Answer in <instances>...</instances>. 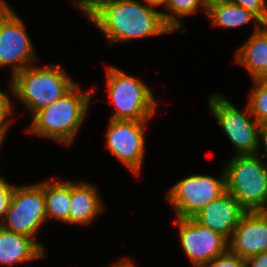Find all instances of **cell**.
Returning a JSON list of instances; mask_svg holds the SVG:
<instances>
[{
    "label": "cell",
    "mask_w": 267,
    "mask_h": 267,
    "mask_svg": "<svg viewBox=\"0 0 267 267\" xmlns=\"http://www.w3.org/2000/svg\"><path fill=\"white\" fill-rule=\"evenodd\" d=\"M85 15L110 45L173 31L165 23L161 11L136 0H101Z\"/></svg>",
    "instance_id": "1"
},
{
    "label": "cell",
    "mask_w": 267,
    "mask_h": 267,
    "mask_svg": "<svg viewBox=\"0 0 267 267\" xmlns=\"http://www.w3.org/2000/svg\"><path fill=\"white\" fill-rule=\"evenodd\" d=\"M79 89L76 83L57 101L37 112L26 131L70 145L86 117L92 95V90Z\"/></svg>",
    "instance_id": "2"
},
{
    "label": "cell",
    "mask_w": 267,
    "mask_h": 267,
    "mask_svg": "<svg viewBox=\"0 0 267 267\" xmlns=\"http://www.w3.org/2000/svg\"><path fill=\"white\" fill-rule=\"evenodd\" d=\"M10 91L35 115L66 94L76 83L58 65L26 67L11 79Z\"/></svg>",
    "instance_id": "3"
},
{
    "label": "cell",
    "mask_w": 267,
    "mask_h": 267,
    "mask_svg": "<svg viewBox=\"0 0 267 267\" xmlns=\"http://www.w3.org/2000/svg\"><path fill=\"white\" fill-rule=\"evenodd\" d=\"M224 173L226 191L246 211H261L267 202V164L261 156L234 155Z\"/></svg>",
    "instance_id": "4"
},
{
    "label": "cell",
    "mask_w": 267,
    "mask_h": 267,
    "mask_svg": "<svg viewBox=\"0 0 267 267\" xmlns=\"http://www.w3.org/2000/svg\"><path fill=\"white\" fill-rule=\"evenodd\" d=\"M108 93L116 107L112 120L148 121L155 113L156 101L151 89L138 78L116 67H107Z\"/></svg>",
    "instance_id": "5"
},
{
    "label": "cell",
    "mask_w": 267,
    "mask_h": 267,
    "mask_svg": "<svg viewBox=\"0 0 267 267\" xmlns=\"http://www.w3.org/2000/svg\"><path fill=\"white\" fill-rule=\"evenodd\" d=\"M226 192L225 173L220 178L192 175L177 182L167 193L177 218H193Z\"/></svg>",
    "instance_id": "6"
},
{
    "label": "cell",
    "mask_w": 267,
    "mask_h": 267,
    "mask_svg": "<svg viewBox=\"0 0 267 267\" xmlns=\"http://www.w3.org/2000/svg\"><path fill=\"white\" fill-rule=\"evenodd\" d=\"M46 219L43 182L14 186L9 209L0 226L33 238Z\"/></svg>",
    "instance_id": "7"
},
{
    "label": "cell",
    "mask_w": 267,
    "mask_h": 267,
    "mask_svg": "<svg viewBox=\"0 0 267 267\" xmlns=\"http://www.w3.org/2000/svg\"><path fill=\"white\" fill-rule=\"evenodd\" d=\"M209 106L224 133L235 145L236 154H257L260 124L256 120L251 121L246 112H241L221 93L212 95Z\"/></svg>",
    "instance_id": "8"
},
{
    "label": "cell",
    "mask_w": 267,
    "mask_h": 267,
    "mask_svg": "<svg viewBox=\"0 0 267 267\" xmlns=\"http://www.w3.org/2000/svg\"><path fill=\"white\" fill-rule=\"evenodd\" d=\"M37 56L23 22L8 5L0 13V66L12 65V76L28 67ZM17 64V65H16Z\"/></svg>",
    "instance_id": "9"
},
{
    "label": "cell",
    "mask_w": 267,
    "mask_h": 267,
    "mask_svg": "<svg viewBox=\"0 0 267 267\" xmlns=\"http://www.w3.org/2000/svg\"><path fill=\"white\" fill-rule=\"evenodd\" d=\"M181 246L195 267L229 250V241L222 235L198 223L194 218H177Z\"/></svg>",
    "instance_id": "10"
},
{
    "label": "cell",
    "mask_w": 267,
    "mask_h": 267,
    "mask_svg": "<svg viewBox=\"0 0 267 267\" xmlns=\"http://www.w3.org/2000/svg\"><path fill=\"white\" fill-rule=\"evenodd\" d=\"M146 122L110 119L106 132V144L111 153L136 174L140 173L143 163Z\"/></svg>",
    "instance_id": "11"
},
{
    "label": "cell",
    "mask_w": 267,
    "mask_h": 267,
    "mask_svg": "<svg viewBox=\"0 0 267 267\" xmlns=\"http://www.w3.org/2000/svg\"><path fill=\"white\" fill-rule=\"evenodd\" d=\"M229 251L243 259L267 252V215L246 211L229 240Z\"/></svg>",
    "instance_id": "12"
},
{
    "label": "cell",
    "mask_w": 267,
    "mask_h": 267,
    "mask_svg": "<svg viewBox=\"0 0 267 267\" xmlns=\"http://www.w3.org/2000/svg\"><path fill=\"white\" fill-rule=\"evenodd\" d=\"M246 210L229 192L206 205L193 218L203 226L230 240L233 231Z\"/></svg>",
    "instance_id": "13"
},
{
    "label": "cell",
    "mask_w": 267,
    "mask_h": 267,
    "mask_svg": "<svg viewBox=\"0 0 267 267\" xmlns=\"http://www.w3.org/2000/svg\"><path fill=\"white\" fill-rule=\"evenodd\" d=\"M43 256V246L34 238L0 226V265L26 262Z\"/></svg>",
    "instance_id": "14"
},
{
    "label": "cell",
    "mask_w": 267,
    "mask_h": 267,
    "mask_svg": "<svg viewBox=\"0 0 267 267\" xmlns=\"http://www.w3.org/2000/svg\"><path fill=\"white\" fill-rule=\"evenodd\" d=\"M96 186L71 181L70 224H90L97 214L104 211Z\"/></svg>",
    "instance_id": "15"
},
{
    "label": "cell",
    "mask_w": 267,
    "mask_h": 267,
    "mask_svg": "<svg viewBox=\"0 0 267 267\" xmlns=\"http://www.w3.org/2000/svg\"><path fill=\"white\" fill-rule=\"evenodd\" d=\"M236 61L245 66L253 79L267 68V25L256 26L247 43L236 51Z\"/></svg>",
    "instance_id": "16"
},
{
    "label": "cell",
    "mask_w": 267,
    "mask_h": 267,
    "mask_svg": "<svg viewBox=\"0 0 267 267\" xmlns=\"http://www.w3.org/2000/svg\"><path fill=\"white\" fill-rule=\"evenodd\" d=\"M207 14L213 26L237 27L247 24L252 19L263 24L251 11L226 0H209Z\"/></svg>",
    "instance_id": "17"
},
{
    "label": "cell",
    "mask_w": 267,
    "mask_h": 267,
    "mask_svg": "<svg viewBox=\"0 0 267 267\" xmlns=\"http://www.w3.org/2000/svg\"><path fill=\"white\" fill-rule=\"evenodd\" d=\"M46 218H56L69 223L71 208V181L43 182Z\"/></svg>",
    "instance_id": "18"
},
{
    "label": "cell",
    "mask_w": 267,
    "mask_h": 267,
    "mask_svg": "<svg viewBox=\"0 0 267 267\" xmlns=\"http://www.w3.org/2000/svg\"><path fill=\"white\" fill-rule=\"evenodd\" d=\"M208 1L209 0H166L164 6L172 10L174 15L164 12H161V14L165 23L174 31L182 26L178 19L179 16L183 17L196 13L199 7L203 8L205 13H207Z\"/></svg>",
    "instance_id": "19"
},
{
    "label": "cell",
    "mask_w": 267,
    "mask_h": 267,
    "mask_svg": "<svg viewBox=\"0 0 267 267\" xmlns=\"http://www.w3.org/2000/svg\"><path fill=\"white\" fill-rule=\"evenodd\" d=\"M254 82L255 88L249 95L247 114L261 124L267 122V87L262 82Z\"/></svg>",
    "instance_id": "20"
},
{
    "label": "cell",
    "mask_w": 267,
    "mask_h": 267,
    "mask_svg": "<svg viewBox=\"0 0 267 267\" xmlns=\"http://www.w3.org/2000/svg\"><path fill=\"white\" fill-rule=\"evenodd\" d=\"M245 8L255 14L259 20L267 25V4L265 0H226Z\"/></svg>",
    "instance_id": "21"
},
{
    "label": "cell",
    "mask_w": 267,
    "mask_h": 267,
    "mask_svg": "<svg viewBox=\"0 0 267 267\" xmlns=\"http://www.w3.org/2000/svg\"><path fill=\"white\" fill-rule=\"evenodd\" d=\"M204 267H247L246 259L233 254L229 250L209 261Z\"/></svg>",
    "instance_id": "22"
},
{
    "label": "cell",
    "mask_w": 267,
    "mask_h": 267,
    "mask_svg": "<svg viewBox=\"0 0 267 267\" xmlns=\"http://www.w3.org/2000/svg\"><path fill=\"white\" fill-rule=\"evenodd\" d=\"M12 104L9 97L0 91V140L3 141L4 135L7 132L8 126L13 119L7 120V117L11 115Z\"/></svg>",
    "instance_id": "23"
},
{
    "label": "cell",
    "mask_w": 267,
    "mask_h": 267,
    "mask_svg": "<svg viewBox=\"0 0 267 267\" xmlns=\"http://www.w3.org/2000/svg\"><path fill=\"white\" fill-rule=\"evenodd\" d=\"M14 186L15 185L11 186L9 183H7L0 190V224L3 222L6 212L9 209Z\"/></svg>",
    "instance_id": "24"
},
{
    "label": "cell",
    "mask_w": 267,
    "mask_h": 267,
    "mask_svg": "<svg viewBox=\"0 0 267 267\" xmlns=\"http://www.w3.org/2000/svg\"><path fill=\"white\" fill-rule=\"evenodd\" d=\"M247 267H267V252L251 256L246 259Z\"/></svg>",
    "instance_id": "25"
},
{
    "label": "cell",
    "mask_w": 267,
    "mask_h": 267,
    "mask_svg": "<svg viewBox=\"0 0 267 267\" xmlns=\"http://www.w3.org/2000/svg\"><path fill=\"white\" fill-rule=\"evenodd\" d=\"M101 0H78V7L84 14H87Z\"/></svg>",
    "instance_id": "26"
},
{
    "label": "cell",
    "mask_w": 267,
    "mask_h": 267,
    "mask_svg": "<svg viewBox=\"0 0 267 267\" xmlns=\"http://www.w3.org/2000/svg\"><path fill=\"white\" fill-rule=\"evenodd\" d=\"M259 138H262L264 151L267 155V122H263L259 125Z\"/></svg>",
    "instance_id": "27"
},
{
    "label": "cell",
    "mask_w": 267,
    "mask_h": 267,
    "mask_svg": "<svg viewBox=\"0 0 267 267\" xmlns=\"http://www.w3.org/2000/svg\"><path fill=\"white\" fill-rule=\"evenodd\" d=\"M267 80V68H263V70L253 79V81L264 82Z\"/></svg>",
    "instance_id": "28"
},
{
    "label": "cell",
    "mask_w": 267,
    "mask_h": 267,
    "mask_svg": "<svg viewBox=\"0 0 267 267\" xmlns=\"http://www.w3.org/2000/svg\"><path fill=\"white\" fill-rule=\"evenodd\" d=\"M112 267H136L134 263H132L130 260H124L119 261L117 264H113Z\"/></svg>",
    "instance_id": "29"
},
{
    "label": "cell",
    "mask_w": 267,
    "mask_h": 267,
    "mask_svg": "<svg viewBox=\"0 0 267 267\" xmlns=\"http://www.w3.org/2000/svg\"><path fill=\"white\" fill-rule=\"evenodd\" d=\"M145 3H147L148 6H159V5H165L166 0H143Z\"/></svg>",
    "instance_id": "30"
},
{
    "label": "cell",
    "mask_w": 267,
    "mask_h": 267,
    "mask_svg": "<svg viewBox=\"0 0 267 267\" xmlns=\"http://www.w3.org/2000/svg\"><path fill=\"white\" fill-rule=\"evenodd\" d=\"M8 6L5 0H0V13Z\"/></svg>",
    "instance_id": "31"
},
{
    "label": "cell",
    "mask_w": 267,
    "mask_h": 267,
    "mask_svg": "<svg viewBox=\"0 0 267 267\" xmlns=\"http://www.w3.org/2000/svg\"><path fill=\"white\" fill-rule=\"evenodd\" d=\"M8 182H6V180L4 179V177H0V190L7 184Z\"/></svg>",
    "instance_id": "32"
},
{
    "label": "cell",
    "mask_w": 267,
    "mask_h": 267,
    "mask_svg": "<svg viewBox=\"0 0 267 267\" xmlns=\"http://www.w3.org/2000/svg\"><path fill=\"white\" fill-rule=\"evenodd\" d=\"M261 212L265 215H267V202L266 204L264 205V207L262 208Z\"/></svg>",
    "instance_id": "33"
},
{
    "label": "cell",
    "mask_w": 267,
    "mask_h": 267,
    "mask_svg": "<svg viewBox=\"0 0 267 267\" xmlns=\"http://www.w3.org/2000/svg\"><path fill=\"white\" fill-rule=\"evenodd\" d=\"M263 84L267 87V80H265V81L263 82Z\"/></svg>",
    "instance_id": "34"
}]
</instances>
